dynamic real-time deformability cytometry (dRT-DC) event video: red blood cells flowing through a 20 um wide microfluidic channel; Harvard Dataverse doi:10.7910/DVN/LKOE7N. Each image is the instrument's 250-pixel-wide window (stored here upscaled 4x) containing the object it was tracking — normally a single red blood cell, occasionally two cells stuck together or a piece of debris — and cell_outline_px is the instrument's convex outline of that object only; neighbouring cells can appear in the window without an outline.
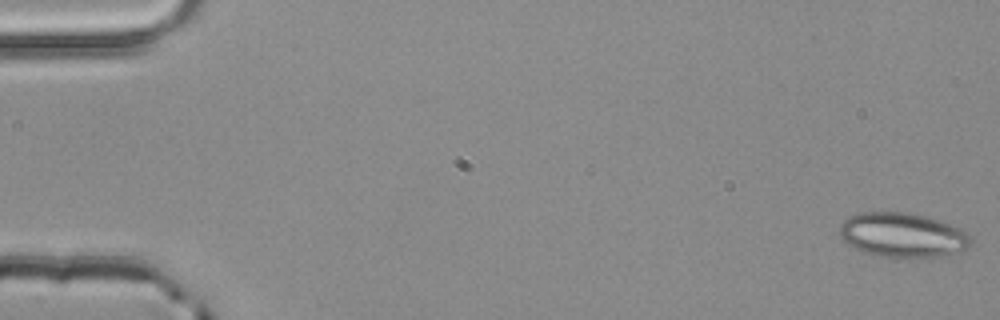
{"species": "common noctule bat (a hibernating species)", "species_latin": "Nyctalus noctula", "temperature_condition": "room temperature", "stored_images_in_passage": 4, "camera_frame_rate_fps": 3000, "um_per_image_px": 0.085, "animal": {"sex": "male", "body_mass_g": 20.4}, "frame": {"image": 1, "passage_image": 1, "time_ms": 0.0, "image_size_px": [1000, 320], "cell_outline_px": [[972, 244], [964, 248], [936, 256], [916, 260], [908, 260], [876, 256], [864, 252], [848, 244], [840, 236], [840, 224], [848, 216], [860, 212], [904, 212], [924, 216], [940, 220], [960, 228], [968, 232], [972, 236]], "centroid_in_image_um": [76.7, 20.0], "position_along_channel_um": 8.3, "area_um2": 34.51}}